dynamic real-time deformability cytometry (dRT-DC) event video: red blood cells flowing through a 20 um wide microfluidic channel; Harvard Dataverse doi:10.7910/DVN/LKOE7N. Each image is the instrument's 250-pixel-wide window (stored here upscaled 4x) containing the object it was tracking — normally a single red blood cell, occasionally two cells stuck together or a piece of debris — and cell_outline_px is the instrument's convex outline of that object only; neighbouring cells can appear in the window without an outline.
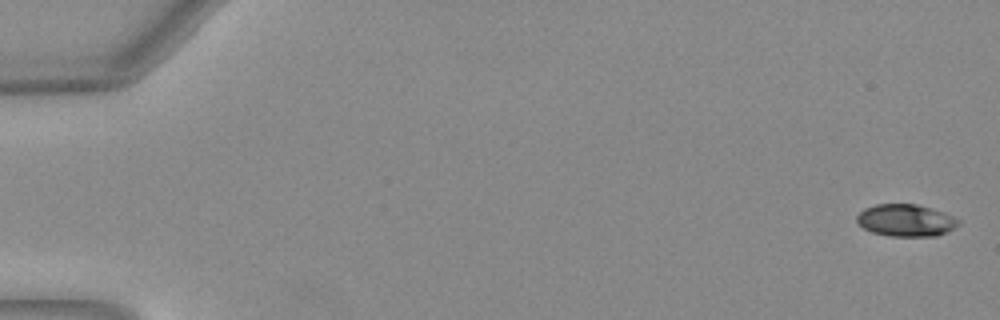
{"species": "Egyptian fruit bat (a non-hibernating species)", "species_latin": "Rousettus aegyptiacus", "temperature_condition": "warm", "stored_images_in_passage": 52, "camera_frame_rate_fps": 3000, "um_per_image_px": 0.085, "animal": {"sex": "female"}, "frame": {"image": 1, "passage_image": 1, "time_ms": 0.0, "image_size_px": [1000, 320], "cell_outline_px": [[960, 224], [936, 236], [892, 236], [872, 232], [864, 228], [856, 220], [856, 216], [864, 208], [876, 204], [916, 204], [952, 216], [960, 220]], "centroid_in_image_um": [76.96, 18.73], "position_along_channel_um": 8.0, "area_um2": 18.67}}
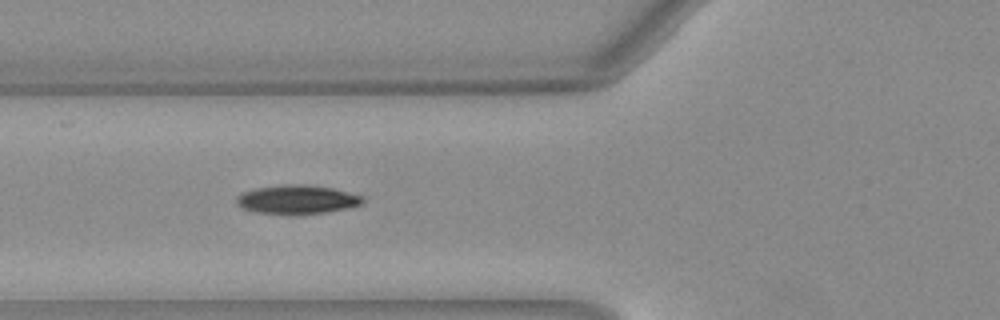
{"frame": {"image": 2, "passage_image": 20, "time_ms": 6.333, "image_size_px": [1000, 320], "cell_outline_px": [[364, 200], [360, 204], [328, 212], [296, 216], [288, 216], [256, 212], [240, 208], [236, 204], [236, 196], [244, 192], [260, 188], [284, 184], [288, 184], [332, 188], [364, 196]], "centroid_in_image_um": [25.2, 17.0], "position_along_channel_um": 100.6, "area_um2": 21.33}}
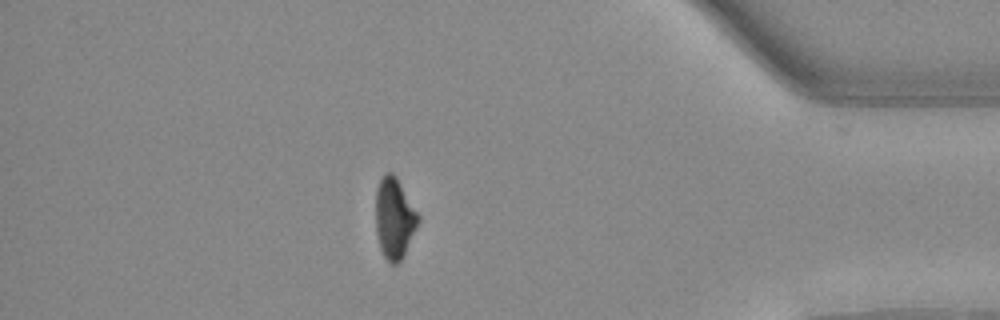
{"frame": {"image": 3, "passage_image": 45, "time_ms": 14.667, "image_size_px": [1000, 320], "cell_outline_px": [[420, 220], [404, 256], [396, 264], [388, 264], [380, 248], [376, 232], [376, 188], [380, 180], [388, 172], [392, 172], [396, 176], [420, 216]], "centroid_in_image_um": [33.52, 18.58], "position_along_channel_um": 401.7, "area_um2": 20.06}, "authors_computed_cell_mechanics": {"area_um2": 20.1433, "velocity_mm_per_s": 4.0358, "shape_relaxation_time_tau1_ms": 3.7524, "shape_relaxation_time_tau2_ms": 4.9175, "deformation_change_tau1": 0.1561, "deformation_change_tau2": 0.0948}}